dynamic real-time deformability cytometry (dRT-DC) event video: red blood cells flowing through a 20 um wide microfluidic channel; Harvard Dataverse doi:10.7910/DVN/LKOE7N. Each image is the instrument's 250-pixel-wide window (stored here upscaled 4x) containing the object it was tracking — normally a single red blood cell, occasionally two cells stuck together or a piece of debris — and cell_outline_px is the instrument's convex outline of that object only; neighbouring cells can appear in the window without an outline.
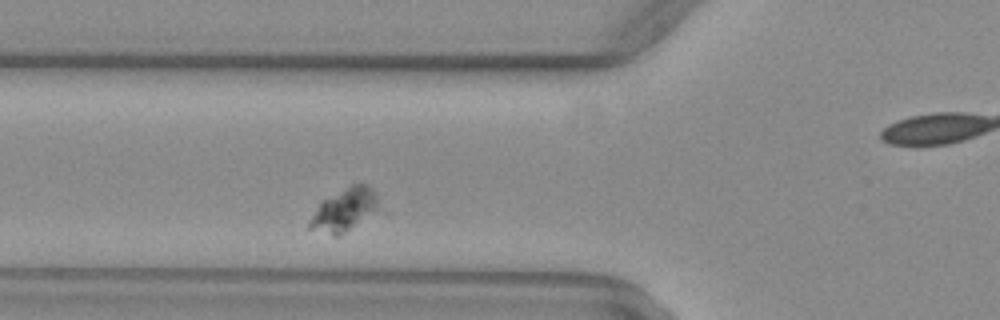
{"species": "common noctule bat (a hibernating species)", "species_latin": "Nyctalus noctula", "temperature_condition": "warm", "stored_images_in_passage": 28, "camera_frame_rate_fps": 3000, "um_per_image_px": 0.085, "animal": {"sex": "female", "body_mass_g": 29.2, "forearm_length_mm": 56.3}, "frame": {"image": 1, "passage_image": 5, "time_ms": 1.333, "image_size_px": [1000, 320], "cell_outline_px": [[376, 208], [372, 212], [340, 236], [336, 236], [308, 228], [308, 220], [320, 200], [352, 184], [368, 184], [372, 188], [376, 196]], "centroid_in_image_um": [29.17, 17.82], "position_along_channel_um": 96.6, "area_um2": 16.82}}
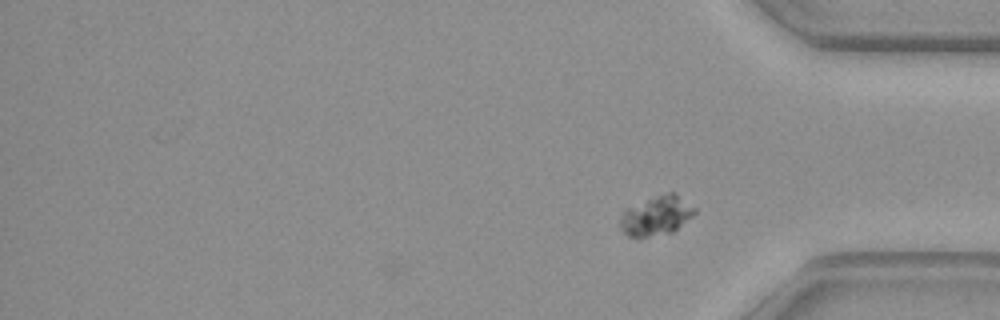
{"frame": {"image": 2, "passage_image": 28, "time_ms": 9.0, "image_size_px": [1000, 320], "cell_outline_px": [[696, 212], [692, 216], [672, 232], [640, 240], [636, 240], [628, 236], [620, 228], [620, 216], [624, 208], [656, 196], [668, 192], [676, 192], [696, 208]], "centroid_in_image_um": [55.75, 18.36], "position_along_channel_um": 379.4, "area_um2": 17.57}}